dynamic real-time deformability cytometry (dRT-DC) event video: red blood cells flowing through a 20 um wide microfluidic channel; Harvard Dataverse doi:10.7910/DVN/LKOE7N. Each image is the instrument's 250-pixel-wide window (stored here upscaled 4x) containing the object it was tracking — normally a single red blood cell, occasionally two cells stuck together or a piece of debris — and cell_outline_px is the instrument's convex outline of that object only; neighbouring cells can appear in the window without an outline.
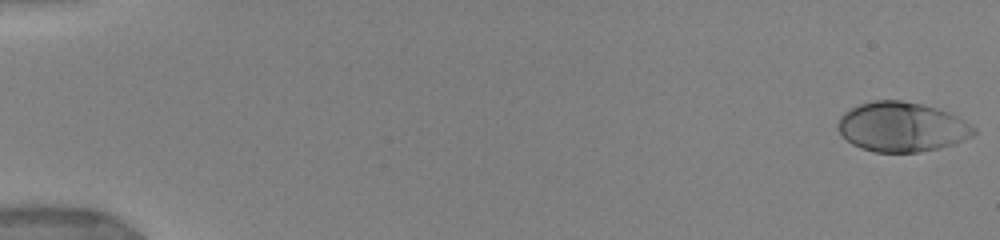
{"species": "human", "species_latin": "Homo sapiens", "temperature_condition": "warm", "stored_images_in_passage": 60, "camera_frame_rate_fps": 3000, "um_per_image_px": 0.085, "donor": {"sex": "female"}, "frame": {"image": 1, "passage_image": 1, "time_ms": 0.0, "image_size_px": [1000, 240], "cell_outline_px": [[976, 132], [972, 136], [964, 140], [940, 148], [920, 152], [876, 152], [860, 148], [852, 144], [836, 128], [836, 124], [840, 116], [844, 112], [860, 104], [872, 100], [900, 100], [920, 104], [936, 108], [948, 112], [964, 120], [976, 128]], "centroid_in_image_um": [76.64, 10.79], "position_along_channel_um": 8.4, "area_um2": 39.3}}
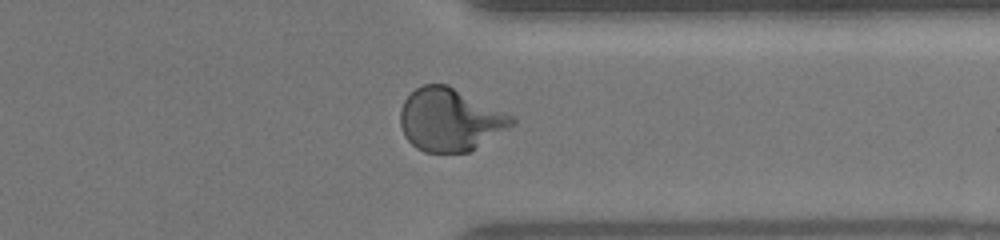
{"frame": {"image": 2, "passage_image": 47, "time_ms": 13.667, "image_size_px": [1000, 240], "cell_outline_px": [[516, 124], [468, 152], [424, 152], [416, 148], [404, 136], [400, 124], [400, 108], [404, 100], [416, 88], [424, 84], [448, 84], [516, 116]], "centroid_in_image_um": [38.27, 10.16], "position_along_channel_um": 373.1, "area_um2": 41.1}}
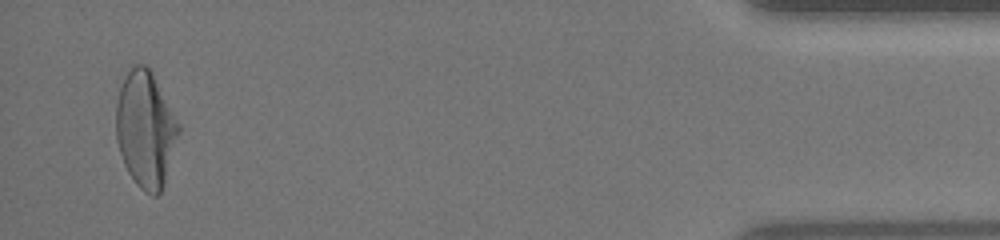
{"frame": {"image": 3, "passage_image": 57, "time_ms": 16.667, "image_size_px": [1000, 240], "cell_outline_px": [[180, 132], [160, 192], [156, 196], [152, 196], [144, 192], [136, 184], [128, 172], [124, 164], [116, 140], [116, 104], [120, 88], [124, 76], [136, 64], [144, 64], [152, 72], [180, 124]], "centroid_in_image_um": [12.36, 10.98], "position_along_channel_um": 422.8, "area_um2": 42.02}}